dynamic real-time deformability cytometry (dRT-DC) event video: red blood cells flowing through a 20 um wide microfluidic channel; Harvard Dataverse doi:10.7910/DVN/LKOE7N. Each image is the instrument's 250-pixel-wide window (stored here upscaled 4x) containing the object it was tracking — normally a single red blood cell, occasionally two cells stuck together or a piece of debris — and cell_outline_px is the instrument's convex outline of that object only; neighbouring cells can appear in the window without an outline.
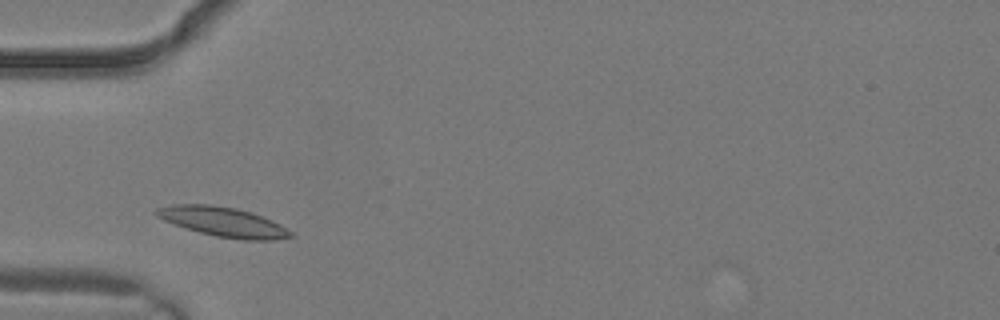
{"species": "common noctule bat (a hibernating species)", "species_latin": "Nyctalus noctula", "temperature_condition": "warm", "stored_images_in_passage": 1, "camera_frame_rate_fps": 3000, "um_per_image_px": 0.085, "animal": {"sex": "male", "body_mass_g": 19.2, "forearm_length_mm": 51.8}, "frame": {"image": 1, "passage_image": 1, "time_ms": 0.0, "image_size_px": [1000, 320], "cell_outline_px": [[296, 236], [272, 240], [244, 240], [216, 236], [200, 232], [164, 220], [156, 216], [152, 212], [156, 208], [172, 204], [212, 204], [236, 208], [260, 216], [292, 232]], "centroid_in_image_um": [18.9, 18.85], "position_along_channel_um": 66.1, "area_um2": 22.72}}